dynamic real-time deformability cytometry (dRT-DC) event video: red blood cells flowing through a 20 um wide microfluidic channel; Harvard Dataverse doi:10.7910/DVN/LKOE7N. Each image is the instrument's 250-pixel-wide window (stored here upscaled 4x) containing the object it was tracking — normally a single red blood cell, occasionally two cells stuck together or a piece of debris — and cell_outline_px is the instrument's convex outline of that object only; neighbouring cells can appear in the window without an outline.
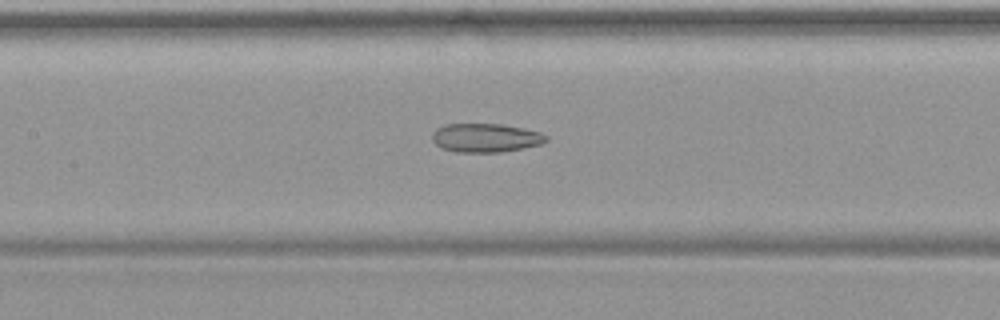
{"species": "common noctule bat (a hibernating species)", "species_latin": "Nyctalus noctula", "temperature_condition": "warm", "stored_images_in_passage": 47, "camera_frame_rate_fps": 3000, "um_per_image_px": 0.085, "animal": {"sex": "female", "body_mass_g": 19.9}, "frame": {"image": 1, "passage_image": 21, "time_ms": 6.667, "image_size_px": [1000, 320], "cell_outline_px": [[548, 140], [544, 144], [500, 152], [456, 152], [440, 148], [432, 140], [432, 132], [436, 128], [444, 124], [500, 124], [524, 128], [540, 132], [548, 136]], "centroid_in_image_um": [41.28, 11.71], "position_along_channel_um": 166.1, "area_um2": 19.31}}
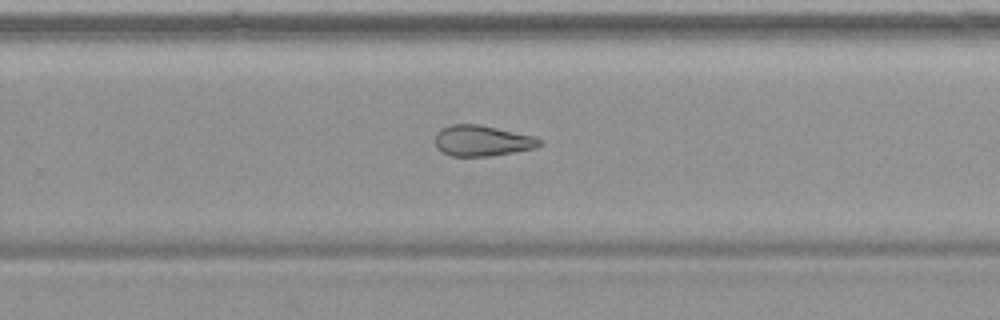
{"frame": {"image": 2, "passage_image": 30, "time_ms": 9.667, "image_size_px": [1000, 320], "cell_outline_px": [[544, 144], [536, 148], [488, 156], [448, 156], [436, 148], [436, 132], [452, 124], [480, 124], [532, 136], [540, 140]], "centroid_in_image_um": [40.96, 11.97], "position_along_channel_um": 288.8, "area_um2": 18.61}}
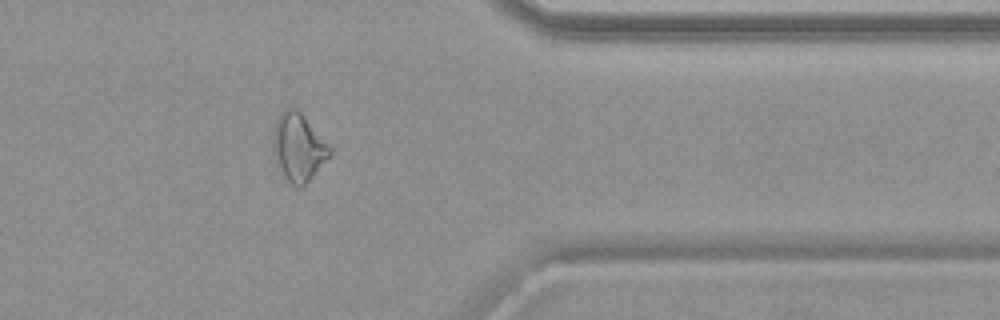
{"frame": {"image": 3, "passage_image": 38, "time_ms": 12.333, "image_size_px": [1000, 320], "cell_outline_px": [[332, 156], [300, 188], [296, 188], [284, 176], [272, 152], [272, 132], [276, 120], [280, 112], [284, 108], [296, 108], [304, 116], [332, 148]], "centroid_in_image_um": [25.35, 12.5], "position_along_channel_um": 386.0, "area_um2": 22.48}}